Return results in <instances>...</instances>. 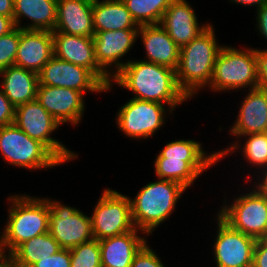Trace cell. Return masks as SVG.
I'll return each mask as SVG.
<instances>
[{"label": "cell", "mask_w": 267, "mask_h": 267, "mask_svg": "<svg viewBox=\"0 0 267 267\" xmlns=\"http://www.w3.org/2000/svg\"><path fill=\"white\" fill-rule=\"evenodd\" d=\"M138 26L160 24L174 0H122Z\"/></svg>", "instance_id": "cell-29"}, {"label": "cell", "mask_w": 267, "mask_h": 267, "mask_svg": "<svg viewBox=\"0 0 267 267\" xmlns=\"http://www.w3.org/2000/svg\"><path fill=\"white\" fill-rule=\"evenodd\" d=\"M248 91L241 102L237 119L229 130L236 139L243 135L267 132V89L258 87Z\"/></svg>", "instance_id": "cell-20"}, {"label": "cell", "mask_w": 267, "mask_h": 267, "mask_svg": "<svg viewBox=\"0 0 267 267\" xmlns=\"http://www.w3.org/2000/svg\"><path fill=\"white\" fill-rule=\"evenodd\" d=\"M90 218L94 239L98 241L135 228L131 217L130 197L110 188L102 192Z\"/></svg>", "instance_id": "cell-10"}, {"label": "cell", "mask_w": 267, "mask_h": 267, "mask_svg": "<svg viewBox=\"0 0 267 267\" xmlns=\"http://www.w3.org/2000/svg\"><path fill=\"white\" fill-rule=\"evenodd\" d=\"M0 78L1 89L14 107L36 99L39 84L36 72L13 65L0 71Z\"/></svg>", "instance_id": "cell-25"}, {"label": "cell", "mask_w": 267, "mask_h": 267, "mask_svg": "<svg viewBox=\"0 0 267 267\" xmlns=\"http://www.w3.org/2000/svg\"><path fill=\"white\" fill-rule=\"evenodd\" d=\"M260 174H262V176ZM260 174L257 177L259 180H255L258 183L254 182V186H256L261 192L267 194V167L264 168Z\"/></svg>", "instance_id": "cell-40"}, {"label": "cell", "mask_w": 267, "mask_h": 267, "mask_svg": "<svg viewBox=\"0 0 267 267\" xmlns=\"http://www.w3.org/2000/svg\"><path fill=\"white\" fill-rule=\"evenodd\" d=\"M0 153L12 165L30 170L63 164L43 143L30 138L14 123L0 127Z\"/></svg>", "instance_id": "cell-7"}, {"label": "cell", "mask_w": 267, "mask_h": 267, "mask_svg": "<svg viewBox=\"0 0 267 267\" xmlns=\"http://www.w3.org/2000/svg\"><path fill=\"white\" fill-rule=\"evenodd\" d=\"M53 56L52 32L19 28V45L15 66L38 74Z\"/></svg>", "instance_id": "cell-19"}, {"label": "cell", "mask_w": 267, "mask_h": 267, "mask_svg": "<svg viewBox=\"0 0 267 267\" xmlns=\"http://www.w3.org/2000/svg\"><path fill=\"white\" fill-rule=\"evenodd\" d=\"M229 1L243 6H253V7L255 6L256 10L267 3V0H229Z\"/></svg>", "instance_id": "cell-41"}, {"label": "cell", "mask_w": 267, "mask_h": 267, "mask_svg": "<svg viewBox=\"0 0 267 267\" xmlns=\"http://www.w3.org/2000/svg\"><path fill=\"white\" fill-rule=\"evenodd\" d=\"M242 137H247L243 147L240 146V140L229 145L228 148L224 150L217 151L219 160H222L226 155L233 154L235 150H240L245 160L251 164L252 167H257L259 170H263L267 167V132L253 133L248 135H243Z\"/></svg>", "instance_id": "cell-28"}, {"label": "cell", "mask_w": 267, "mask_h": 267, "mask_svg": "<svg viewBox=\"0 0 267 267\" xmlns=\"http://www.w3.org/2000/svg\"><path fill=\"white\" fill-rule=\"evenodd\" d=\"M222 47L210 23L204 32L180 48L176 80L188 99L210 84L214 63Z\"/></svg>", "instance_id": "cell-3"}, {"label": "cell", "mask_w": 267, "mask_h": 267, "mask_svg": "<svg viewBox=\"0 0 267 267\" xmlns=\"http://www.w3.org/2000/svg\"><path fill=\"white\" fill-rule=\"evenodd\" d=\"M252 188L228 205L224 200L217 215L237 231L255 239L267 238V194Z\"/></svg>", "instance_id": "cell-8"}, {"label": "cell", "mask_w": 267, "mask_h": 267, "mask_svg": "<svg viewBox=\"0 0 267 267\" xmlns=\"http://www.w3.org/2000/svg\"><path fill=\"white\" fill-rule=\"evenodd\" d=\"M39 84L69 88L83 94L102 93L105 86L87 69L53 56L38 73Z\"/></svg>", "instance_id": "cell-14"}, {"label": "cell", "mask_w": 267, "mask_h": 267, "mask_svg": "<svg viewBox=\"0 0 267 267\" xmlns=\"http://www.w3.org/2000/svg\"><path fill=\"white\" fill-rule=\"evenodd\" d=\"M93 0H58L56 26L52 32L93 37Z\"/></svg>", "instance_id": "cell-21"}, {"label": "cell", "mask_w": 267, "mask_h": 267, "mask_svg": "<svg viewBox=\"0 0 267 267\" xmlns=\"http://www.w3.org/2000/svg\"><path fill=\"white\" fill-rule=\"evenodd\" d=\"M216 216L218 230L213 245L216 267H252L257 239L231 228Z\"/></svg>", "instance_id": "cell-13"}, {"label": "cell", "mask_w": 267, "mask_h": 267, "mask_svg": "<svg viewBox=\"0 0 267 267\" xmlns=\"http://www.w3.org/2000/svg\"><path fill=\"white\" fill-rule=\"evenodd\" d=\"M138 31L139 29L112 30L97 32L93 36L95 59L111 79L127 64L126 60L121 62V59L132 49L138 39Z\"/></svg>", "instance_id": "cell-15"}, {"label": "cell", "mask_w": 267, "mask_h": 267, "mask_svg": "<svg viewBox=\"0 0 267 267\" xmlns=\"http://www.w3.org/2000/svg\"><path fill=\"white\" fill-rule=\"evenodd\" d=\"M218 153H206L202 144L192 139L169 142L156 156L154 169L158 179L174 181L186 190L211 166L218 164Z\"/></svg>", "instance_id": "cell-2"}, {"label": "cell", "mask_w": 267, "mask_h": 267, "mask_svg": "<svg viewBox=\"0 0 267 267\" xmlns=\"http://www.w3.org/2000/svg\"><path fill=\"white\" fill-rule=\"evenodd\" d=\"M31 267H71L70 249H61L57 253L40 260Z\"/></svg>", "instance_id": "cell-33"}, {"label": "cell", "mask_w": 267, "mask_h": 267, "mask_svg": "<svg viewBox=\"0 0 267 267\" xmlns=\"http://www.w3.org/2000/svg\"><path fill=\"white\" fill-rule=\"evenodd\" d=\"M15 28L14 18L0 15V36L10 33Z\"/></svg>", "instance_id": "cell-38"}, {"label": "cell", "mask_w": 267, "mask_h": 267, "mask_svg": "<svg viewBox=\"0 0 267 267\" xmlns=\"http://www.w3.org/2000/svg\"><path fill=\"white\" fill-rule=\"evenodd\" d=\"M7 199L8 220L1 232L4 259L24 241L49 232L50 208L46 198L12 194Z\"/></svg>", "instance_id": "cell-4"}, {"label": "cell", "mask_w": 267, "mask_h": 267, "mask_svg": "<svg viewBox=\"0 0 267 267\" xmlns=\"http://www.w3.org/2000/svg\"><path fill=\"white\" fill-rule=\"evenodd\" d=\"M167 112L173 114L165 104L131 98L118 110L116 125L126 137L149 139L163 127Z\"/></svg>", "instance_id": "cell-11"}, {"label": "cell", "mask_w": 267, "mask_h": 267, "mask_svg": "<svg viewBox=\"0 0 267 267\" xmlns=\"http://www.w3.org/2000/svg\"><path fill=\"white\" fill-rule=\"evenodd\" d=\"M157 180L147 183L135 198H130L133 225L147 236L173 214L177 202L186 190L174 181Z\"/></svg>", "instance_id": "cell-5"}, {"label": "cell", "mask_w": 267, "mask_h": 267, "mask_svg": "<svg viewBox=\"0 0 267 267\" xmlns=\"http://www.w3.org/2000/svg\"><path fill=\"white\" fill-rule=\"evenodd\" d=\"M0 267H9L5 262Z\"/></svg>", "instance_id": "cell-43"}, {"label": "cell", "mask_w": 267, "mask_h": 267, "mask_svg": "<svg viewBox=\"0 0 267 267\" xmlns=\"http://www.w3.org/2000/svg\"><path fill=\"white\" fill-rule=\"evenodd\" d=\"M252 267H267V238L257 239Z\"/></svg>", "instance_id": "cell-36"}, {"label": "cell", "mask_w": 267, "mask_h": 267, "mask_svg": "<svg viewBox=\"0 0 267 267\" xmlns=\"http://www.w3.org/2000/svg\"><path fill=\"white\" fill-rule=\"evenodd\" d=\"M0 15L13 18L14 0H0Z\"/></svg>", "instance_id": "cell-39"}, {"label": "cell", "mask_w": 267, "mask_h": 267, "mask_svg": "<svg viewBox=\"0 0 267 267\" xmlns=\"http://www.w3.org/2000/svg\"><path fill=\"white\" fill-rule=\"evenodd\" d=\"M259 87L255 48L223 46L214 63L208 88L213 92L237 91Z\"/></svg>", "instance_id": "cell-6"}, {"label": "cell", "mask_w": 267, "mask_h": 267, "mask_svg": "<svg viewBox=\"0 0 267 267\" xmlns=\"http://www.w3.org/2000/svg\"><path fill=\"white\" fill-rule=\"evenodd\" d=\"M93 28L97 32L139 29L122 0H93Z\"/></svg>", "instance_id": "cell-26"}, {"label": "cell", "mask_w": 267, "mask_h": 267, "mask_svg": "<svg viewBox=\"0 0 267 267\" xmlns=\"http://www.w3.org/2000/svg\"><path fill=\"white\" fill-rule=\"evenodd\" d=\"M194 11L187 0H174L164 12L160 24L180 48L210 26L208 22L199 24Z\"/></svg>", "instance_id": "cell-18"}, {"label": "cell", "mask_w": 267, "mask_h": 267, "mask_svg": "<svg viewBox=\"0 0 267 267\" xmlns=\"http://www.w3.org/2000/svg\"><path fill=\"white\" fill-rule=\"evenodd\" d=\"M146 242L136 253L130 267H165L156 252Z\"/></svg>", "instance_id": "cell-32"}, {"label": "cell", "mask_w": 267, "mask_h": 267, "mask_svg": "<svg viewBox=\"0 0 267 267\" xmlns=\"http://www.w3.org/2000/svg\"><path fill=\"white\" fill-rule=\"evenodd\" d=\"M15 107L4 95L0 87V127L14 123Z\"/></svg>", "instance_id": "cell-34"}, {"label": "cell", "mask_w": 267, "mask_h": 267, "mask_svg": "<svg viewBox=\"0 0 267 267\" xmlns=\"http://www.w3.org/2000/svg\"><path fill=\"white\" fill-rule=\"evenodd\" d=\"M58 0H14V23L20 29L54 31ZM28 18L31 23L21 25Z\"/></svg>", "instance_id": "cell-24"}, {"label": "cell", "mask_w": 267, "mask_h": 267, "mask_svg": "<svg viewBox=\"0 0 267 267\" xmlns=\"http://www.w3.org/2000/svg\"><path fill=\"white\" fill-rule=\"evenodd\" d=\"M71 267H102L99 241L92 239L70 249Z\"/></svg>", "instance_id": "cell-30"}, {"label": "cell", "mask_w": 267, "mask_h": 267, "mask_svg": "<svg viewBox=\"0 0 267 267\" xmlns=\"http://www.w3.org/2000/svg\"><path fill=\"white\" fill-rule=\"evenodd\" d=\"M61 249L59 243L47 232L21 243L5 258V263L9 267H31Z\"/></svg>", "instance_id": "cell-27"}, {"label": "cell", "mask_w": 267, "mask_h": 267, "mask_svg": "<svg viewBox=\"0 0 267 267\" xmlns=\"http://www.w3.org/2000/svg\"><path fill=\"white\" fill-rule=\"evenodd\" d=\"M19 45V28L0 36V71L13 66Z\"/></svg>", "instance_id": "cell-31"}, {"label": "cell", "mask_w": 267, "mask_h": 267, "mask_svg": "<svg viewBox=\"0 0 267 267\" xmlns=\"http://www.w3.org/2000/svg\"><path fill=\"white\" fill-rule=\"evenodd\" d=\"M54 56L87 68L105 87L112 79L99 67L95 59L93 37L52 32Z\"/></svg>", "instance_id": "cell-16"}, {"label": "cell", "mask_w": 267, "mask_h": 267, "mask_svg": "<svg viewBox=\"0 0 267 267\" xmlns=\"http://www.w3.org/2000/svg\"><path fill=\"white\" fill-rule=\"evenodd\" d=\"M36 100L60 125L77 126L85 111L84 94L69 88L38 84Z\"/></svg>", "instance_id": "cell-17"}, {"label": "cell", "mask_w": 267, "mask_h": 267, "mask_svg": "<svg viewBox=\"0 0 267 267\" xmlns=\"http://www.w3.org/2000/svg\"><path fill=\"white\" fill-rule=\"evenodd\" d=\"M113 83L134 93V99L165 103L171 111L188 100L177 84L175 70L143 60L128 59L105 91L110 92Z\"/></svg>", "instance_id": "cell-1"}, {"label": "cell", "mask_w": 267, "mask_h": 267, "mask_svg": "<svg viewBox=\"0 0 267 267\" xmlns=\"http://www.w3.org/2000/svg\"><path fill=\"white\" fill-rule=\"evenodd\" d=\"M259 87L267 89V49L255 48Z\"/></svg>", "instance_id": "cell-35"}, {"label": "cell", "mask_w": 267, "mask_h": 267, "mask_svg": "<svg viewBox=\"0 0 267 267\" xmlns=\"http://www.w3.org/2000/svg\"><path fill=\"white\" fill-rule=\"evenodd\" d=\"M5 262V259L2 257V251H0V266Z\"/></svg>", "instance_id": "cell-42"}, {"label": "cell", "mask_w": 267, "mask_h": 267, "mask_svg": "<svg viewBox=\"0 0 267 267\" xmlns=\"http://www.w3.org/2000/svg\"><path fill=\"white\" fill-rule=\"evenodd\" d=\"M49 234L63 249H71L94 239L91 218L80 209L47 198Z\"/></svg>", "instance_id": "cell-12"}, {"label": "cell", "mask_w": 267, "mask_h": 267, "mask_svg": "<svg viewBox=\"0 0 267 267\" xmlns=\"http://www.w3.org/2000/svg\"><path fill=\"white\" fill-rule=\"evenodd\" d=\"M255 12H257V30L267 40V3L257 9Z\"/></svg>", "instance_id": "cell-37"}, {"label": "cell", "mask_w": 267, "mask_h": 267, "mask_svg": "<svg viewBox=\"0 0 267 267\" xmlns=\"http://www.w3.org/2000/svg\"><path fill=\"white\" fill-rule=\"evenodd\" d=\"M145 55L143 61L160 64L176 70L179 63L180 47L172 40L161 24L139 26Z\"/></svg>", "instance_id": "cell-22"}, {"label": "cell", "mask_w": 267, "mask_h": 267, "mask_svg": "<svg viewBox=\"0 0 267 267\" xmlns=\"http://www.w3.org/2000/svg\"><path fill=\"white\" fill-rule=\"evenodd\" d=\"M141 233L147 236L134 228L127 233L99 240L102 267H130L136 253L147 242Z\"/></svg>", "instance_id": "cell-23"}, {"label": "cell", "mask_w": 267, "mask_h": 267, "mask_svg": "<svg viewBox=\"0 0 267 267\" xmlns=\"http://www.w3.org/2000/svg\"><path fill=\"white\" fill-rule=\"evenodd\" d=\"M0 234H1V232H0ZM0 251H1V235H0Z\"/></svg>", "instance_id": "cell-44"}, {"label": "cell", "mask_w": 267, "mask_h": 267, "mask_svg": "<svg viewBox=\"0 0 267 267\" xmlns=\"http://www.w3.org/2000/svg\"><path fill=\"white\" fill-rule=\"evenodd\" d=\"M14 124L30 138L43 143L63 164L78 157L62 142L51 137L60 124L36 99L15 107Z\"/></svg>", "instance_id": "cell-9"}]
</instances>
